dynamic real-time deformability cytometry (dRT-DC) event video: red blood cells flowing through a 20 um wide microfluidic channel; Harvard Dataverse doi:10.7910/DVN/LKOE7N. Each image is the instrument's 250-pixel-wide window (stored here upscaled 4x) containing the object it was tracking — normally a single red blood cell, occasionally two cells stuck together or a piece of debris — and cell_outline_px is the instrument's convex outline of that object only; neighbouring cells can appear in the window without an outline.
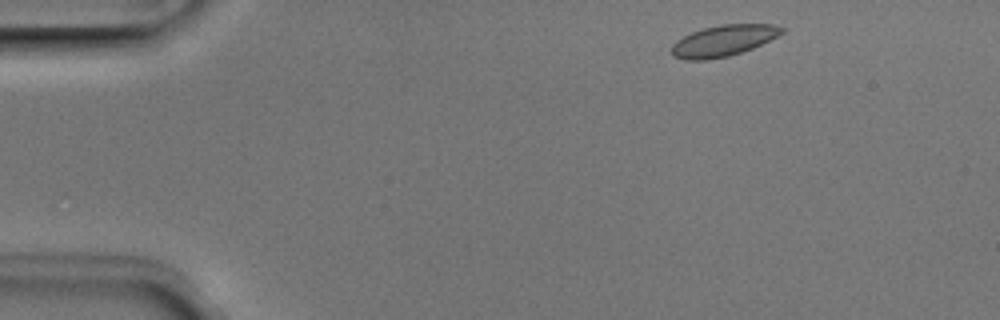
{"species": "Egyptian fruit bat (a non-hibernating species)", "species_latin": "Rousettus aegyptiacus", "temperature_condition": "room temperature", "stored_images_in_passage": 4, "camera_frame_rate_fps": 3000, "um_per_image_px": 0.085, "animal": {"sex": "male"}, "frame": {"image": 1, "passage_image": 1, "time_ms": 0.0, "image_size_px": [1000, 320], "cell_outline_px": [[784, 32], [752, 48], [728, 56], [708, 60], [684, 60], [672, 56], [672, 44], [676, 40], [692, 32], [704, 28], [720, 24], [772, 24], [784, 28]], "centroid_in_image_um": [61.44, 3.46], "position_along_channel_um": 23.6, "area_um2": 19.83}}
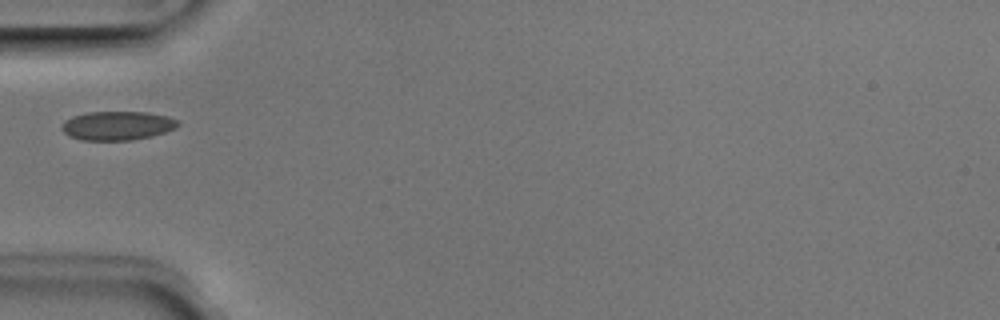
{"frame": {"image": 2, "passage_image": 4, "time_ms": 1.0, "image_size_px": [1000, 320], "cell_outline_px": [[180, 124], [176, 128], [152, 136], [132, 140], [80, 140], [68, 136], [60, 128], [60, 124], [64, 120], [72, 116], [88, 112], [148, 112], [168, 116], [176, 120]], "centroid_in_image_um": [9.93, 10.68], "position_along_channel_um": 75.1, "area_um2": 19.77}}